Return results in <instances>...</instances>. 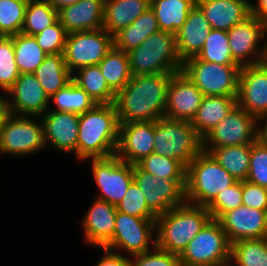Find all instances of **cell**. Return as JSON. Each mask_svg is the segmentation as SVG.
<instances>
[{
	"label": "cell",
	"mask_w": 267,
	"mask_h": 266,
	"mask_svg": "<svg viewBox=\"0 0 267 266\" xmlns=\"http://www.w3.org/2000/svg\"><path fill=\"white\" fill-rule=\"evenodd\" d=\"M159 30L157 18L150 7L128 27L120 29L113 35L114 47L127 53Z\"/></svg>",
	"instance_id": "cell-28"
},
{
	"label": "cell",
	"mask_w": 267,
	"mask_h": 266,
	"mask_svg": "<svg viewBox=\"0 0 267 266\" xmlns=\"http://www.w3.org/2000/svg\"><path fill=\"white\" fill-rule=\"evenodd\" d=\"M196 0H151L160 30L174 34L183 26L188 13L195 7Z\"/></svg>",
	"instance_id": "cell-29"
},
{
	"label": "cell",
	"mask_w": 267,
	"mask_h": 266,
	"mask_svg": "<svg viewBox=\"0 0 267 266\" xmlns=\"http://www.w3.org/2000/svg\"><path fill=\"white\" fill-rule=\"evenodd\" d=\"M40 119L47 152L52 149L60 156L69 154L77 163L79 114L48 109Z\"/></svg>",
	"instance_id": "cell-16"
},
{
	"label": "cell",
	"mask_w": 267,
	"mask_h": 266,
	"mask_svg": "<svg viewBox=\"0 0 267 266\" xmlns=\"http://www.w3.org/2000/svg\"><path fill=\"white\" fill-rule=\"evenodd\" d=\"M239 65H221L192 57L182 63L181 71L204 96H238Z\"/></svg>",
	"instance_id": "cell-10"
},
{
	"label": "cell",
	"mask_w": 267,
	"mask_h": 266,
	"mask_svg": "<svg viewBox=\"0 0 267 266\" xmlns=\"http://www.w3.org/2000/svg\"><path fill=\"white\" fill-rule=\"evenodd\" d=\"M237 105V97L204 96L191 124L198 135L203 138Z\"/></svg>",
	"instance_id": "cell-27"
},
{
	"label": "cell",
	"mask_w": 267,
	"mask_h": 266,
	"mask_svg": "<svg viewBox=\"0 0 267 266\" xmlns=\"http://www.w3.org/2000/svg\"><path fill=\"white\" fill-rule=\"evenodd\" d=\"M203 98L201 90L182 71L175 73L168 86L164 117L191 122Z\"/></svg>",
	"instance_id": "cell-21"
},
{
	"label": "cell",
	"mask_w": 267,
	"mask_h": 266,
	"mask_svg": "<svg viewBox=\"0 0 267 266\" xmlns=\"http://www.w3.org/2000/svg\"><path fill=\"white\" fill-rule=\"evenodd\" d=\"M155 121L119 124L116 155L124 162L137 164L154 153Z\"/></svg>",
	"instance_id": "cell-20"
},
{
	"label": "cell",
	"mask_w": 267,
	"mask_h": 266,
	"mask_svg": "<svg viewBox=\"0 0 267 266\" xmlns=\"http://www.w3.org/2000/svg\"><path fill=\"white\" fill-rule=\"evenodd\" d=\"M133 182L142 191L148 207L158 216L186 202L185 189L176 180L155 178L132 164Z\"/></svg>",
	"instance_id": "cell-15"
},
{
	"label": "cell",
	"mask_w": 267,
	"mask_h": 266,
	"mask_svg": "<svg viewBox=\"0 0 267 266\" xmlns=\"http://www.w3.org/2000/svg\"><path fill=\"white\" fill-rule=\"evenodd\" d=\"M119 124L114 104H97L93 109L79 114L77 164L86 159L115 155Z\"/></svg>",
	"instance_id": "cell-2"
},
{
	"label": "cell",
	"mask_w": 267,
	"mask_h": 266,
	"mask_svg": "<svg viewBox=\"0 0 267 266\" xmlns=\"http://www.w3.org/2000/svg\"><path fill=\"white\" fill-rule=\"evenodd\" d=\"M174 74L132 75L115 95L119 123L157 121L164 117L167 90Z\"/></svg>",
	"instance_id": "cell-1"
},
{
	"label": "cell",
	"mask_w": 267,
	"mask_h": 266,
	"mask_svg": "<svg viewBox=\"0 0 267 266\" xmlns=\"http://www.w3.org/2000/svg\"><path fill=\"white\" fill-rule=\"evenodd\" d=\"M97 104L88 93L71 80L49 98V110L81 114Z\"/></svg>",
	"instance_id": "cell-33"
},
{
	"label": "cell",
	"mask_w": 267,
	"mask_h": 266,
	"mask_svg": "<svg viewBox=\"0 0 267 266\" xmlns=\"http://www.w3.org/2000/svg\"><path fill=\"white\" fill-rule=\"evenodd\" d=\"M231 243L220 222L211 219L179 255L181 266H229Z\"/></svg>",
	"instance_id": "cell-8"
},
{
	"label": "cell",
	"mask_w": 267,
	"mask_h": 266,
	"mask_svg": "<svg viewBox=\"0 0 267 266\" xmlns=\"http://www.w3.org/2000/svg\"><path fill=\"white\" fill-rule=\"evenodd\" d=\"M196 58L221 65H238L231 55L227 32L217 29H211Z\"/></svg>",
	"instance_id": "cell-39"
},
{
	"label": "cell",
	"mask_w": 267,
	"mask_h": 266,
	"mask_svg": "<svg viewBox=\"0 0 267 266\" xmlns=\"http://www.w3.org/2000/svg\"><path fill=\"white\" fill-rule=\"evenodd\" d=\"M246 181L267 188V140L262 135L251 144L250 165Z\"/></svg>",
	"instance_id": "cell-42"
},
{
	"label": "cell",
	"mask_w": 267,
	"mask_h": 266,
	"mask_svg": "<svg viewBox=\"0 0 267 266\" xmlns=\"http://www.w3.org/2000/svg\"><path fill=\"white\" fill-rule=\"evenodd\" d=\"M10 115L11 112L7 97L5 94H0V132Z\"/></svg>",
	"instance_id": "cell-50"
},
{
	"label": "cell",
	"mask_w": 267,
	"mask_h": 266,
	"mask_svg": "<svg viewBox=\"0 0 267 266\" xmlns=\"http://www.w3.org/2000/svg\"><path fill=\"white\" fill-rule=\"evenodd\" d=\"M263 62L267 65V33H266V40H265V52H264Z\"/></svg>",
	"instance_id": "cell-53"
},
{
	"label": "cell",
	"mask_w": 267,
	"mask_h": 266,
	"mask_svg": "<svg viewBox=\"0 0 267 266\" xmlns=\"http://www.w3.org/2000/svg\"><path fill=\"white\" fill-rule=\"evenodd\" d=\"M47 151L40 116L11 114L0 132V157L34 158Z\"/></svg>",
	"instance_id": "cell-6"
},
{
	"label": "cell",
	"mask_w": 267,
	"mask_h": 266,
	"mask_svg": "<svg viewBox=\"0 0 267 266\" xmlns=\"http://www.w3.org/2000/svg\"><path fill=\"white\" fill-rule=\"evenodd\" d=\"M113 46V35L103 28L68 33L63 53L66 66L73 73L85 66L98 65Z\"/></svg>",
	"instance_id": "cell-13"
},
{
	"label": "cell",
	"mask_w": 267,
	"mask_h": 266,
	"mask_svg": "<svg viewBox=\"0 0 267 266\" xmlns=\"http://www.w3.org/2000/svg\"><path fill=\"white\" fill-rule=\"evenodd\" d=\"M105 0H79L58 10V20L67 33L102 28Z\"/></svg>",
	"instance_id": "cell-24"
},
{
	"label": "cell",
	"mask_w": 267,
	"mask_h": 266,
	"mask_svg": "<svg viewBox=\"0 0 267 266\" xmlns=\"http://www.w3.org/2000/svg\"><path fill=\"white\" fill-rule=\"evenodd\" d=\"M116 214V206L106 201L94 197L89 202L88 210L77 224L87 247H103L112 238Z\"/></svg>",
	"instance_id": "cell-19"
},
{
	"label": "cell",
	"mask_w": 267,
	"mask_h": 266,
	"mask_svg": "<svg viewBox=\"0 0 267 266\" xmlns=\"http://www.w3.org/2000/svg\"><path fill=\"white\" fill-rule=\"evenodd\" d=\"M202 151V138L190 121L162 117L155 121L154 153L188 166Z\"/></svg>",
	"instance_id": "cell-7"
},
{
	"label": "cell",
	"mask_w": 267,
	"mask_h": 266,
	"mask_svg": "<svg viewBox=\"0 0 267 266\" xmlns=\"http://www.w3.org/2000/svg\"><path fill=\"white\" fill-rule=\"evenodd\" d=\"M98 65L108 86L115 93L122 90L132 78L128 54L114 46Z\"/></svg>",
	"instance_id": "cell-34"
},
{
	"label": "cell",
	"mask_w": 267,
	"mask_h": 266,
	"mask_svg": "<svg viewBox=\"0 0 267 266\" xmlns=\"http://www.w3.org/2000/svg\"><path fill=\"white\" fill-rule=\"evenodd\" d=\"M212 219L206 206L187 202L156 218V246L180 255L187 244Z\"/></svg>",
	"instance_id": "cell-3"
},
{
	"label": "cell",
	"mask_w": 267,
	"mask_h": 266,
	"mask_svg": "<svg viewBox=\"0 0 267 266\" xmlns=\"http://www.w3.org/2000/svg\"><path fill=\"white\" fill-rule=\"evenodd\" d=\"M243 205L242 181L220 192L216 198L207 206L212 219L218 220L224 213Z\"/></svg>",
	"instance_id": "cell-44"
},
{
	"label": "cell",
	"mask_w": 267,
	"mask_h": 266,
	"mask_svg": "<svg viewBox=\"0 0 267 266\" xmlns=\"http://www.w3.org/2000/svg\"><path fill=\"white\" fill-rule=\"evenodd\" d=\"M262 124L238 105L202 138V150L254 143L261 135Z\"/></svg>",
	"instance_id": "cell-12"
},
{
	"label": "cell",
	"mask_w": 267,
	"mask_h": 266,
	"mask_svg": "<svg viewBox=\"0 0 267 266\" xmlns=\"http://www.w3.org/2000/svg\"><path fill=\"white\" fill-rule=\"evenodd\" d=\"M58 20V11L46 0H28L21 33L34 36Z\"/></svg>",
	"instance_id": "cell-38"
},
{
	"label": "cell",
	"mask_w": 267,
	"mask_h": 266,
	"mask_svg": "<svg viewBox=\"0 0 267 266\" xmlns=\"http://www.w3.org/2000/svg\"><path fill=\"white\" fill-rule=\"evenodd\" d=\"M72 80L85 90L96 104H114L116 93L108 86L99 65H90L72 73Z\"/></svg>",
	"instance_id": "cell-31"
},
{
	"label": "cell",
	"mask_w": 267,
	"mask_h": 266,
	"mask_svg": "<svg viewBox=\"0 0 267 266\" xmlns=\"http://www.w3.org/2000/svg\"><path fill=\"white\" fill-rule=\"evenodd\" d=\"M28 0L0 1V36H12L21 32Z\"/></svg>",
	"instance_id": "cell-40"
},
{
	"label": "cell",
	"mask_w": 267,
	"mask_h": 266,
	"mask_svg": "<svg viewBox=\"0 0 267 266\" xmlns=\"http://www.w3.org/2000/svg\"><path fill=\"white\" fill-rule=\"evenodd\" d=\"M209 153L237 181L247 179L251 144L216 147Z\"/></svg>",
	"instance_id": "cell-32"
},
{
	"label": "cell",
	"mask_w": 267,
	"mask_h": 266,
	"mask_svg": "<svg viewBox=\"0 0 267 266\" xmlns=\"http://www.w3.org/2000/svg\"><path fill=\"white\" fill-rule=\"evenodd\" d=\"M137 165L155 178L176 180L186 188L187 166L181 160H172L159 154L151 153L144 157Z\"/></svg>",
	"instance_id": "cell-36"
},
{
	"label": "cell",
	"mask_w": 267,
	"mask_h": 266,
	"mask_svg": "<svg viewBox=\"0 0 267 266\" xmlns=\"http://www.w3.org/2000/svg\"><path fill=\"white\" fill-rule=\"evenodd\" d=\"M5 95L14 115L41 117L49 109V97L33 73L20 74Z\"/></svg>",
	"instance_id": "cell-18"
},
{
	"label": "cell",
	"mask_w": 267,
	"mask_h": 266,
	"mask_svg": "<svg viewBox=\"0 0 267 266\" xmlns=\"http://www.w3.org/2000/svg\"><path fill=\"white\" fill-rule=\"evenodd\" d=\"M94 250H100L99 260L94 266H132L130 256L123 255L105 247H92ZM102 251V252H101Z\"/></svg>",
	"instance_id": "cell-48"
},
{
	"label": "cell",
	"mask_w": 267,
	"mask_h": 266,
	"mask_svg": "<svg viewBox=\"0 0 267 266\" xmlns=\"http://www.w3.org/2000/svg\"><path fill=\"white\" fill-rule=\"evenodd\" d=\"M262 136L267 140V119L262 123Z\"/></svg>",
	"instance_id": "cell-52"
},
{
	"label": "cell",
	"mask_w": 267,
	"mask_h": 266,
	"mask_svg": "<svg viewBox=\"0 0 267 266\" xmlns=\"http://www.w3.org/2000/svg\"><path fill=\"white\" fill-rule=\"evenodd\" d=\"M236 182L210 153L202 150L187 166L186 202L207 207L220 192Z\"/></svg>",
	"instance_id": "cell-5"
},
{
	"label": "cell",
	"mask_w": 267,
	"mask_h": 266,
	"mask_svg": "<svg viewBox=\"0 0 267 266\" xmlns=\"http://www.w3.org/2000/svg\"><path fill=\"white\" fill-rule=\"evenodd\" d=\"M13 38L14 58L20 74L33 73L47 57L34 36L18 33Z\"/></svg>",
	"instance_id": "cell-35"
},
{
	"label": "cell",
	"mask_w": 267,
	"mask_h": 266,
	"mask_svg": "<svg viewBox=\"0 0 267 266\" xmlns=\"http://www.w3.org/2000/svg\"><path fill=\"white\" fill-rule=\"evenodd\" d=\"M229 266H267V238L232 243Z\"/></svg>",
	"instance_id": "cell-37"
},
{
	"label": "cell",
	"mask_w": 267,
	"mask_h": 266,
	"mask_svg": "<svg viewBox=\"0 0 267 266\" xmlns=\"http://www.w3.org/2000/svg\"><path fill=\"white\" fill-rule=\"evenodd\" d=\"M127 54L132 75L178 73L182 68L176 36L172 32L159 30Z\"/></svg>",
	"instance_id": "cell-4"
},
{
	"label": "cell",
	"mask_w": 267,
	"mask_h": 266,
	"mask_svg": "<svg viewBox=\"0 0 267 266\" xmlns=\"http://www.w3.org/2000/svg\"><path fill=\"white\" fill-rule=\"evenodd\" d=\"M151 0H105L102 28L114 35L128 27L148 8Z\"/></svg>",
	"instance_id": "cell-26"
},
{
	"label": "cell",
	"mask_w": 267,
	"mask_h": 266,
	"mask_svg": "<svg viewBox=\"0 0 267 266\" xmlns=\"http://www.w3.org/2000/svg\"><path fill=\"white\" fill-rule=\"evenodd\" d=\"M156 246V219L117 211L112 238L103 246L126 256L145 253Z\"/></svg>",
	"instance_id": "cell-11"
},
{
	"label": "cell",
	"mask_w": 267,
	"mask_h": 266,
	"mask_svg": "<svg viewBox=\"0 0 267 266\" xmlns=\"http://www.w3.org/2000/svg\"><path fill=\"white\" fill-rule=\"evenodd\" d=\"M19 75L14 58L13 38L0 36V94H5Z\"/></svg>",
	"instance_id": "cell-41"
},
{
	"label": "cell",
	"mask_w": 267,
	"mask_h": 266,
	"mask_svg": "<svg viewBox=\"0 0 267 266\" xmlns=\"http://www.w3.org/2000/svg\"><path fill=\"white\" fill-rule=\"evenodd\" d=\"M242 202L250 208L267 211V188L242 181Z\"/></svg>",
	"instance_id": "cell-47"
},
{
	"label": "cell",
	"mask_w": 267,
	"mask_h": 266,
	"mask_svg": "<svg viewBox=\"0 0 267 266\" xmlns=\"http://www.w3.org/2000/svg\"><path fill=\"white\" fill-rule=\"evenodd\" d=\"M251 15L267 22V0H250Z\"/></svg>",
	"instance_id": "cell-49"
},
{
	"label": "cell",
	"mask_w": 267,
	"mask_h": 266,
	"mask_svg": "<svg viewBox=\"0 0 267 266\" xmlns=\"http://www.w3.org/2000/svg\"><path fill=\"white\" fill-rule=\"evenodd\" d=\"M67 32L57 20L51 26L34 35L38 45L48 55L64 53Z\"/></svg>",
	"instance_id": "cell-45"
},
{
	"label": "cell",
	"mask_w": 267,
	"mask_h": 266,
	"mask_svg": "<svg viewBox=\"0 0 267 266\" xmlns=\"http://www.w3.org/2000/svg\"><path fill=\"white\" fill-rule=\"evenodd\" d=\"M117 211L144 219H156L157 215L148 207L140 188L132 182L126 195L116 206Z\"/></svg>",
	"instance_id": "cell-43"
},
{
	"label": "cell",
	"mask_w": 267,
	"mask_h": 266,
	"mask_svg": "<svg viewBox=\"0 0 267 266\" xmlns=\"http://www.w3.org/2000/svg\"><path fill=\"white\" fill-rule=\"evenodd\" d=\"M48 1L57 11L63 7L73 5L79 0H46Z\"/></svg>",
	"instance_id": "cell-51"
},
{
	"label": "cell",
	"mask_w": 267,
	"mask_h": 266,
	"mask_svg": "<svg viewBox=\"0 0 267 266\" xmlns=\"http://www.w3.org/2000/svg\"><path fill=\"white\" fill-rule=\"evenodd\" d=\"M212 29L228 31L251 16L250 0H196Z\"/></svg>",
	"instance_id": "cell-23"
},
{
	"label": "cell",
	"mask_w": 267,
	"mask_h": 266,
	"mask_svg": "<svg viewBox=\"0 0 267 266\" xmlns=\"http://www.w3.org/2000/svg\"><path fill=\"white\" fill-rule=\"evenodd\" d=\"M132 266H181L178 254L170 253L155 246L145 253L130 256Z\"/></svg>",
	"instance_id": "cell-46"
},
{
	"label": "cell",
	"mask_w": 267,
	"mask_h": 266,
	"mask_svg": "<svg viewBox=\"0 0 267 266\" xmlns=\"http://www.w3.org/2000/svg\"><path fill=\"white\" fill-rule=\"evenodd\" d=\"M218 221L231 244L242 239L267 238V211L241 205L224 213Z\"/></svg>",
	"instance_id": "cell-22"
},
{
	"label": "cell",
	"mask_w": 267,
	"mask_h": 266,
	"mask_svg": "<svg viewBox=\"0 0 267 266\" xmlns=\"http://www.w3.org/2000/svg\"><path fill=\"white\" fill-rule=\"evenodd\" d=\"M237 104L261 124L267 119V65L264 62L241 67Z\"/></svg>",
	"instance_id": "cell-17"
},
{
	"label": "cell",
	"mask_w": 267,
	"mask_h": 266,
	"mask_svg": "<svg viewBox=\"0 0 267 266\" xmlns=\"http://www.w3.org/2000/svg\"><path fill=\"white\" fill-rule=\"evenodd\" d=\"M85 162L90 168L87 172L97 187L94 197L117 206L133 182L132 164L122 161L116 154L86 159L80 165Z\"/></svg>",
	"instance_id": "cell-9"
},
{
	"label": "cell",
	"mask_w": 267,
	"mask_h": 266,
	"mask_svg": "<svg viewBox=\"0 0 267 266\" xmlns=\"http://www.w3.org/2000/svg\"><path fill=\"white\" fill-rule=\"evenodd\" d=\"M266 33L267 22L252 15L227 31L231 55L240 67L263 62Z\"/></svg>",
	"instance_id": "cell-14"
},
{
	"label": "cell",
	"mask_w": 267,
	"mask_h": 266,
	"mask_svg": "<svg viewBox=\"0 0 267 266\" xmlns=\"http://www.w3.org/2000/svg\"><path fill=\"white\" fill-rule=\"evenodd\" d=\"M211 29L208 20L195 5L188 13L183 26L175 34L176 47L182 63L197 56Z\"/></svg>",
	"instance_id": "cell-25"
},
{
	"label": "cell",
	"mask_w": 267,
	"mask_h": 266,
	"mask_svg": "<svg viewBox=\"0 0 267 266\" xmlns=\"http://www.w3.org/2000/svg\"><path fill=\"white\" fill-rule=\"evenodd\" d=\"M33 74L49 98L72 80V73L66 66L63 53L47 55Z\"/></svg>",
	"instance_id": "cell-30"
}]
</instances>
